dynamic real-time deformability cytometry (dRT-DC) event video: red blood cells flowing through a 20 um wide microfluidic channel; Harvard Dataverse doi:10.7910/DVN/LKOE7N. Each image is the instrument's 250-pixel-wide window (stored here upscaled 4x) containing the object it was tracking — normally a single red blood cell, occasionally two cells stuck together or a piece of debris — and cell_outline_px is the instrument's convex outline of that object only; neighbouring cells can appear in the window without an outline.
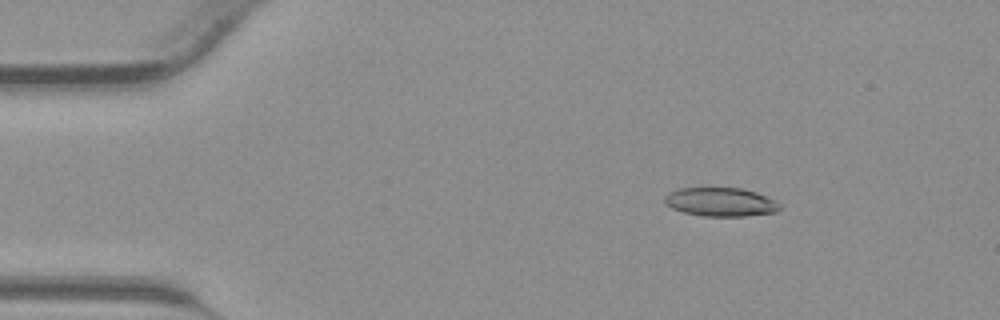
{"species": "common noctule bat (a hibernating species)", "species_latin": "Nyctalus noctula", "temperature_condition": "warm", "stored_images_in_passage": 42, "camera_frame_rate_fps": 3000, "um_per_image_px": 0.085, "animal": {"sex": "male", "body_mass_g": 23.1, "forearm_length_mm": 52.7}, "frame": {"image": 1, "passage_image": 6, "time_ms": 1.667, "image_size_px": [1000, 320], "cell_outline_px": [[780, 208], [776, 212], [744, 216], [704, 216], [684, 212], [672, 208], [664, 200], [664, 196], [668, 192], [676, 188], [740, 188], [756, 192], [780, 204]], "centroid_in_image_um": [61.22, 17.16], "position_along_channel_um": 23.8, "area_um2": 19.07}}
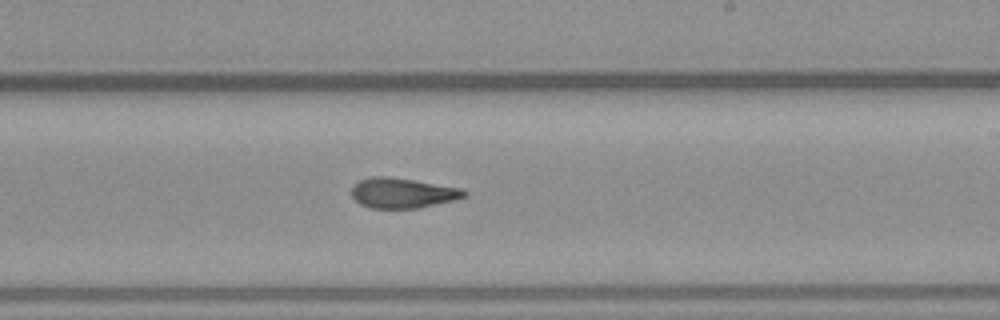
{"frame": {"image": 2, "passage_image": 25, "time_ms": 8.0, "image_size_px": [1000, 320], "cell_outline_px": [[468, 196], [452, 200], [416, 208], [372, 208], [360, 204], [352, 196], [352, 188], [360, 180], [372, 176], [388, 176], [460, 188], [468, 192]], "centroid_in_image_um": [34.2, 16.4], "position_along_channel_um": 254.8, "area_um2": 19.42}}
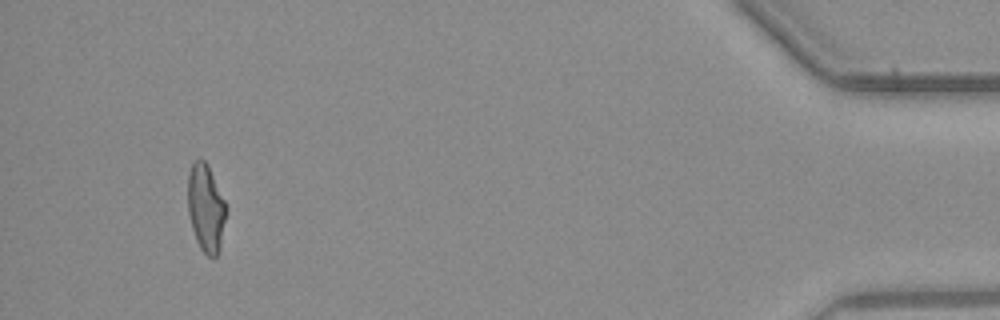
{"frame": {"image": 3, "passage_image": 40, "time_ms": 13.0, "image_size_px": [1000, 320], "cell_outline_px": [[228, 208], [220, 248], [216, 256], [208, 256], [200, 248], [196, 240], [192, 228], [188, 212], [188, 172], [192, 164], [196, 160], [204, 160], [208, 164]], "centroid_in_image_um": [17.51, 17.68], "position_along_channel_um": 417.7, "area_um2": 19.65}}